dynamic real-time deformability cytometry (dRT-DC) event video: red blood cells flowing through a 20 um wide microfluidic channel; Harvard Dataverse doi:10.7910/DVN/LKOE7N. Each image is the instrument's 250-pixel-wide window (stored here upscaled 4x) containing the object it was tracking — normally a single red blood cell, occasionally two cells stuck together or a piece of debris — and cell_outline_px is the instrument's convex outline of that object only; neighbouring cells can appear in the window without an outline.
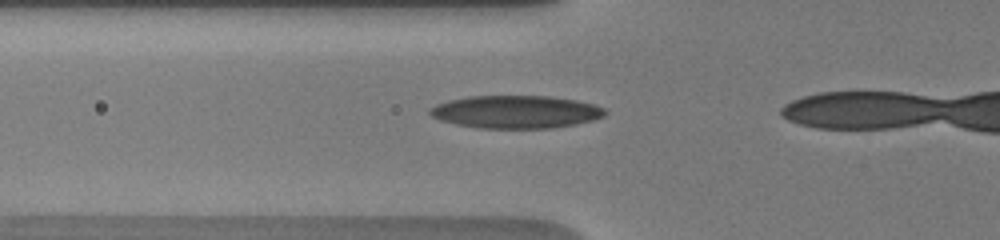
{"species": "human", "species_latin": "Homo sapiens", "temperature_condition": "warm", "stored_images_in_passage": 24, "camera_frame_rate_fps": 3000, "um_per_image_px": 0.085, "donor": {"sex": "male"}, "frame": {"image": 1, "passage_image": 17, "time_ms": 4.333, "image_size_px": [1000, 240], "cell_outline_px": [[608, 112], [604, 116], [592, 120], [576, 124], [552, 128], [480, 128], [456, 124], [440, 120], [432, 116], [428, 112], [428, 108], [436, 104], [448, 100], [468, 96], [548, 96], [576, 100], [592, 104], [604, 108]], "centroid_in_image_um": [43.82, 9.51], "position_along_channel_um": 82.0, "area_um2": 33.52}}